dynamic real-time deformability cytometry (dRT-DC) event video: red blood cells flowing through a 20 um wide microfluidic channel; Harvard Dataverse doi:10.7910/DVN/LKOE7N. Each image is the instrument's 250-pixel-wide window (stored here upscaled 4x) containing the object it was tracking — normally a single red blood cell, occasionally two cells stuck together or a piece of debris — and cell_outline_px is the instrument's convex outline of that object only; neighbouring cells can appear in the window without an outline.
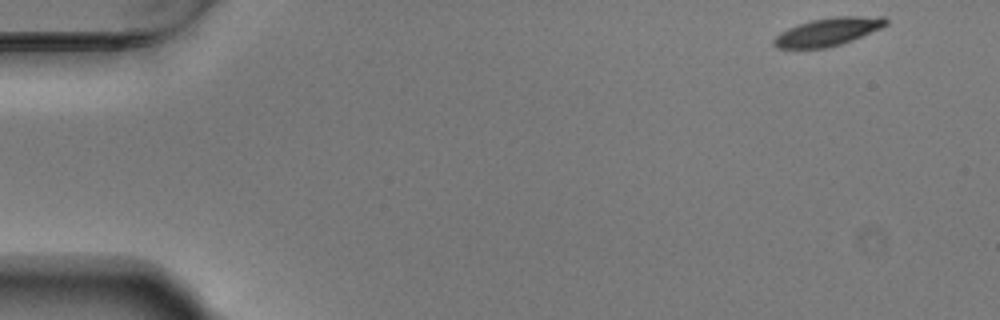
{"species": "Egyptian fruit bat (a non-hibernating species)", "species_latin": "Rousettus aegyptiacus", "temperature_condition": "warm", "stored_images_in_passage": 52, "camera_frame_rate_fps": 3000, "um_per_image_px": 0.085, "animal": {"sex": "male"}, "frame": {"image": 1, "passage_image": 1, "time_ms": 0.0, "image_size_px": [1000, 320], "cell_outline_px": [[888, 24], [880, 28], [852, 40], [840, 44], [824, 48], [776, 48], [772, 44], [772, 40], [780, 32], [788, 28], [812, 20], [836, 16], [884, 16], [888, 20]], "centroid_in_image_um": [70.37, 2.69], "position_along_channel_um": 14.6, "area_um2": 18.15}}
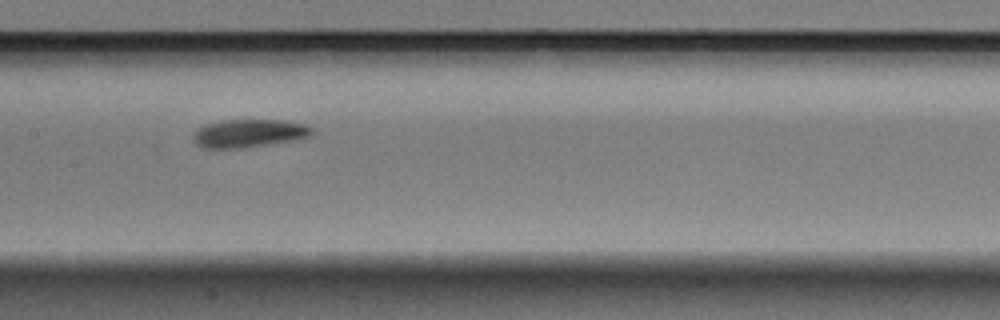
{"frame": {"image": 2, "passage_image": 25, "time_ms": 8.0, "image_size_px": [1000, 320], "cell_outline_px": [[312, 132], [308, 136], [296, 140], [244, 148], [200, 148], [192, 140], [192, 136], [204, 124], [224, 120], [284, 120], [304, 124], [312, 128]], "centroid_in_image_um": [21.13, 11.34], "position_along_channel_um": 186.3, "area_um2": 19.48}}
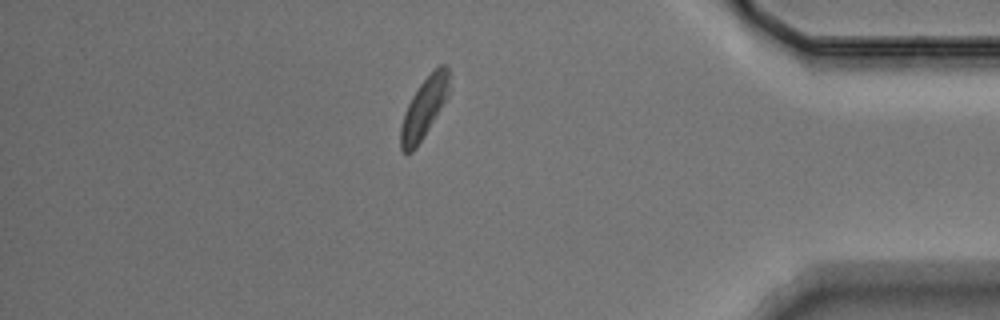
{"frame": {"image": 3, "passage_image": 45, "time_ms": 14.667, "image_size_px": [1000, 320], "cell_outline_px": [[448, 96], [416, 148], [412, 152], [404, 152], [400, 148], [400, 128], [404, 112], [412, 96], [420, 84], [440, 64], [444, 64], [448, 68]], "centroid_in_image_um": [36.01, 9.2], "position_along_channel_um": 399.2, "area_um2": 16.53}}